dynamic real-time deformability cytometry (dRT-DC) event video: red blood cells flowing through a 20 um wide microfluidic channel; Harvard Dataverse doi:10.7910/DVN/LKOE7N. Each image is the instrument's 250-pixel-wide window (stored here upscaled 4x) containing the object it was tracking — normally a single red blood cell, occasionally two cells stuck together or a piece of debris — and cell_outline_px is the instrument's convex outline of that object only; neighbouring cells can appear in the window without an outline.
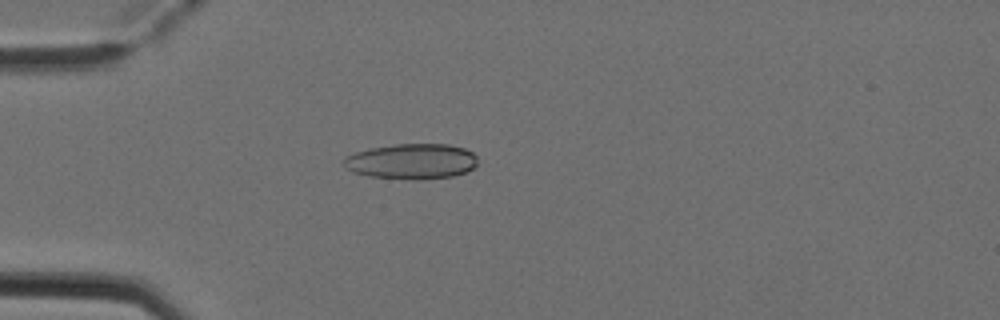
{"species": "Egyptian fruit bat (a non-hibernating species)", "species_latin": "Rousettus aegyptiacus", "temperature_condition": "cold", "stored_images_in_passage": 5, "camera_frame_rate_fps": 3000, "um_per_image_px": 0.085, "animal": {"sex": "female"}, "frame": {"image": 1, "passage_image": 4, "time_ms": 1.0, "image_size_px": [1000, 320], "cell_outline_px": [[476, 164], [472, 168], [464, 172], [452, 176], [420, 180], [412, 180], [368, 176], [352, 172], [344, 168], [344, 156], [368, 148], [392, 144], [448, 144], [464, 148], [472, 152], [476, 156]], "centroid_in_image_um": [34.94, 13.71], "position_along_channel_um": 50.1, "area_um2": 27.86}}